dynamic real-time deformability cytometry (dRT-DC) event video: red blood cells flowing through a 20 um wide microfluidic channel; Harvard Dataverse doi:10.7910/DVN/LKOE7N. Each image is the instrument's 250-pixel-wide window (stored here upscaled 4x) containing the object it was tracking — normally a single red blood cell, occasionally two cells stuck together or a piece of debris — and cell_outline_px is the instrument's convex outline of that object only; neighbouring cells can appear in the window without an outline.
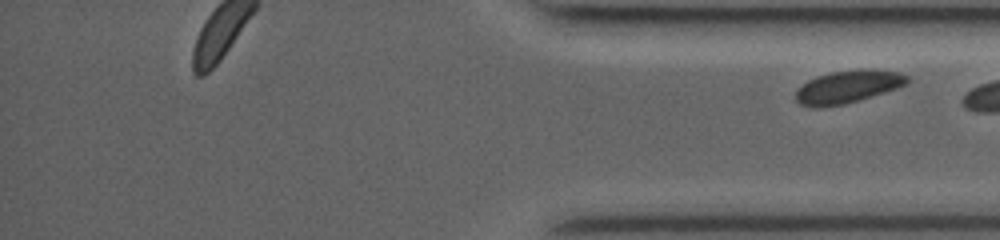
{"species": "common noctule bat (a hibernating species)", "species_latin": "Nyctalus noctula", "temperature_condition": "room temperature", "stored_images_in_passage": 20, "segment_of_instrument_passage": [2, 2], "camera_frame_rate_fps": 3500, "um_per_image_px": 0.085, "animal": {"sex": "female", "body_mass_g": 19.0, "forearm_length_mm": 53.3}, "frame": {"image": 1, "passage_image": 20, "time_ms": 10.571, "image_size_px": [1000, 240], "cell_outline_px": [[908, 80], [904, 84], [844, 104], [820, 108], [812, 108], [800, 104], [796, 100], [796, 92], [808, 80], [832, 72], [896, 72], [908, 76]], "centroid_in_image_um": [71.91, 7.44], "position_along_channel_um": 363.3, "area_um2": 19.54}}